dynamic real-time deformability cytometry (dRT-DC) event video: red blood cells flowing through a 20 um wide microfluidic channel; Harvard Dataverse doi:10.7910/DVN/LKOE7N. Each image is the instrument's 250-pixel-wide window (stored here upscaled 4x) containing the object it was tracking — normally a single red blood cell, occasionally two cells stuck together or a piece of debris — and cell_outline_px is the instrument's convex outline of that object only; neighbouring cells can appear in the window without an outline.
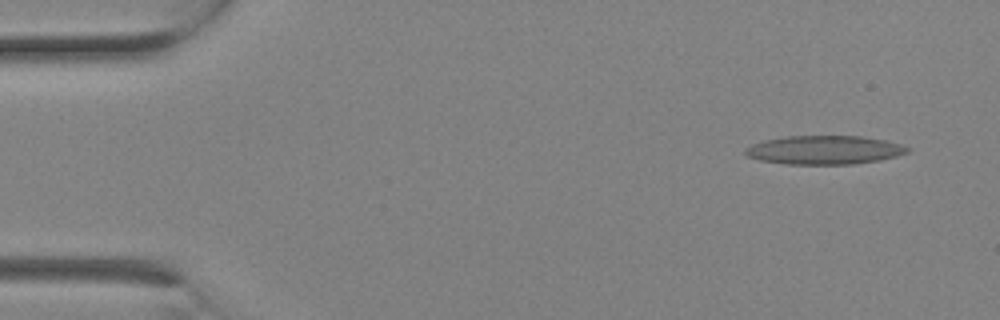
{"species": "Egyptian fruit bat (a non-hibernating species)", "species_latin": "Rousettus aegyptiacus", "temperature_condition": "room temperature", "stored_images_in_passage": 2, "camera_frame_rate_fps": 3000, "um_per_image_px": 0.085, "animal": {"sex": "female"}, "frame": {"image": 1, "passage_image": 1, "time_ms": 0.0, "image_size_px": [1000, 320], "cell_outline_px": [[912, 148], [908, 152], [896, 156], [880, 160], [852, 164], [788, 164], [760, 160], [748, 156], [744, 152], [744, 148], [752, 144], [764, 140], [784, 136], [860, 136], [884, 140], [900, 144]], "centroid_in_image_um": [70.06, 12.74], "position_along_channel_um": 14.9, "area_um2": 27.11}}